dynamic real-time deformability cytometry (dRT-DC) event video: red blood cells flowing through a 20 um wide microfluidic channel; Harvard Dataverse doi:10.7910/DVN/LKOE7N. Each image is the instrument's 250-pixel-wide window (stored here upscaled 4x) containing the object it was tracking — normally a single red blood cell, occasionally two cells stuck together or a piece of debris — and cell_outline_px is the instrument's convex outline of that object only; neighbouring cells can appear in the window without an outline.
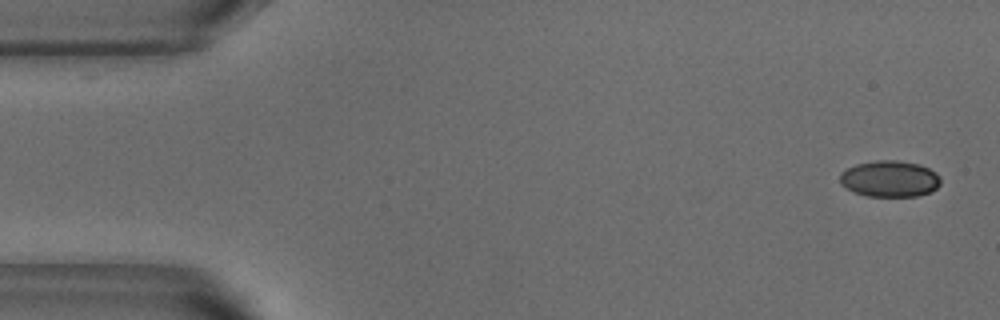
{"species": "common noctule bat (a hibernating species)", "species_latin": "Nyctalus noctula", "temperature_condition": "warm", "stored_images_in_passage": 8, "camera_frame_rate_fps": 3000, "um_per_image_px": 0.085, "animal": {"sex": "male", "body_mass_g": 18.8}, "frame": {"image": 1, "passage_image": 1, "time_ms": 0.0, "image_size_px": [1000, 320], "cell_outline_px": [[940, 184], [932, 192], [916, 196], [868, 196], [856, 192], [840, 184], [840, 172], [856, 164], [876, 160], [896, 160], [920, 164], [936, 172], [940, 176]], "centroid_in_image_um": [75.65, 15.19], "position_along_channel_um": 9.4, "area_um2": 21.33}}